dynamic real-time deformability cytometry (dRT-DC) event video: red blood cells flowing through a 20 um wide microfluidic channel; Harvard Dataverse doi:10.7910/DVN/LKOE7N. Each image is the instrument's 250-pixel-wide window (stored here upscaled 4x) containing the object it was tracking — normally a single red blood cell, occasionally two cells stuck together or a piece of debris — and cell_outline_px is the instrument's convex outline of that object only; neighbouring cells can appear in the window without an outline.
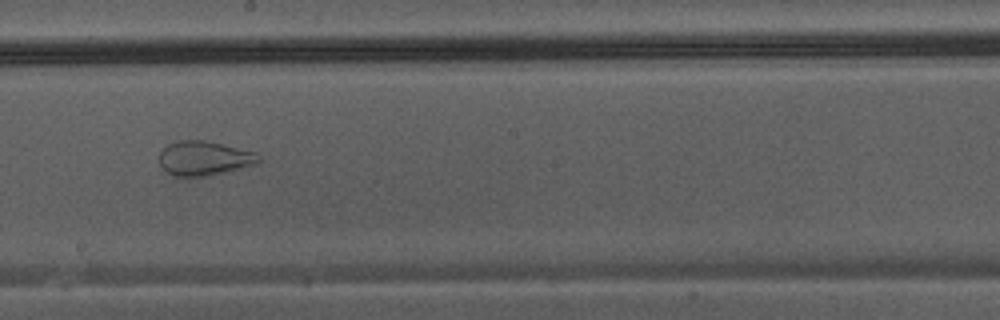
{"species": "Egyptian fruit bat (a non-hibernating species)", "species_latin": "Rousettus aegyptiacus", "temperature_condition": "warm", "stored_images_in_passage": 46, "segment_of_instrument_passage": [2, 2], "camera_frame_rate_fps": 3000, "um_per_image_px": 0.085, "animal": {"sex": "male"}, "frame": {"image": 1, "passage_image": 27, "time_ms": 8.667, "image_size_px": [1000, 320], "cell_outline_px": [[260, 160], [256, 164], [208, 176], [184, 180], [172, 176], [160, 164], [160, 152], [168, 144], [176, 140], [204, 140], [256, 152], [260, 156]], "centroid_in_image_um": [17.32, 13.49], "position_along_channel_um": 230.9, "area_um2": 20.29}}
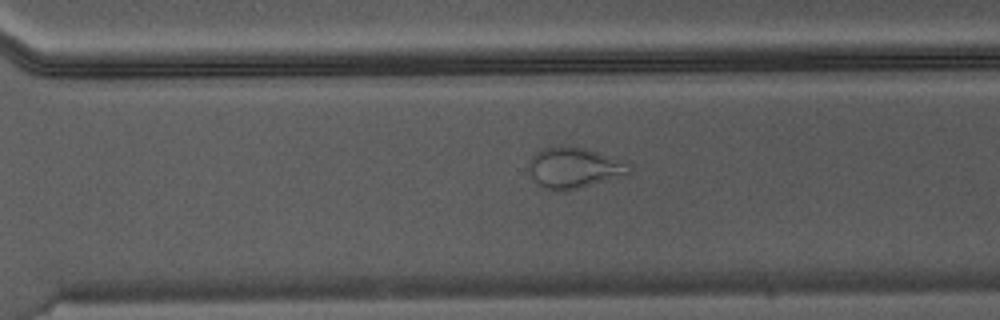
{"frame": {"image": 2, "passage_image": 33, "time_ms": 10.667, "image_size_px": [1000, 320], "cell_outline_px": [[632, 176], [564, 192], [556, 192], [536, 184], [528, 172], [528, 160], [536, 152], [544, 148], [556, 144], [564, 144], [584, 148], [628, 160], [632, 164]], "centroid_in_image_um": [48.89, 14.27], "position_along_channel_um": 321.7, "area_um2": 25.55}}
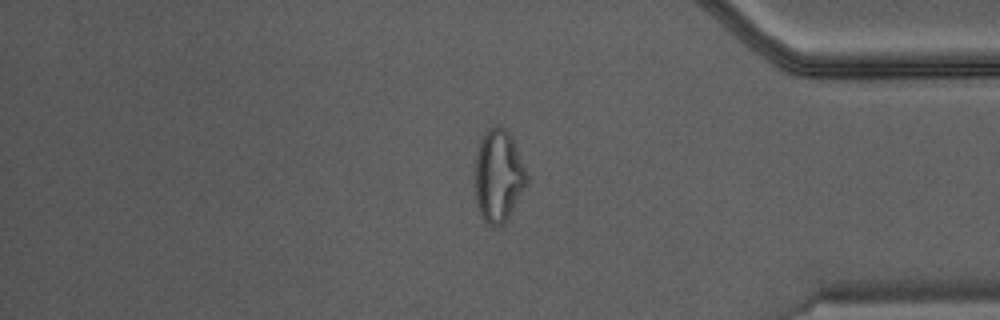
{"frame": {"image": 3, "passage_image": 39, "time_ms": 12.667, "image_size_px": [1000, 320], "cell_outline_px": [[528, 180], [508, 216], [496, 228], [488, 224], [480, 216], [476, 204], [476, 160], [480, 136], [488, 128], [504, 128], [512, 136], [528, 176]], "centroid_in_image_um": [42.35, 14.94], "position_along_channel_um": 392.9, "area_um2": 27.34}}